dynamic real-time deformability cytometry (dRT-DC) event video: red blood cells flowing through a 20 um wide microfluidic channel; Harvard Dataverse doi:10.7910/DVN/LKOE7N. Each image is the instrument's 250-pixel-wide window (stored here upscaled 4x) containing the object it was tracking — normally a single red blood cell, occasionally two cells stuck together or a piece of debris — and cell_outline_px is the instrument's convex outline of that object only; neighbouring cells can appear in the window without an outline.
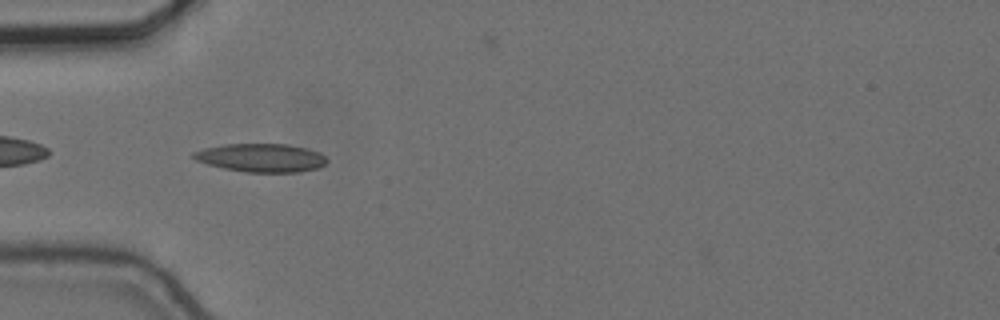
{"species": "common noctule bat (a hibernating species)", "species_latin": "Nyctalus noctula", "temperature_condition": "cold", "stored_images_in_passage": 40, "camera_frame_rate_fps": 3000, "um_per_image_px": 0.085, "animal": {"sex": "female", "body_mass_g": 24.6, "forearm_length_mm": 56.2}, "frame": {"image": 1, "passage_image": 2, "time_ms": 0.333, "image_size_px": [1000, 320], "cell_outline_px": [[328, 160], [324, 164], [316, 168], [300, 172], [244, 172], [224, 168], [208, 164], [196, 160], [192, 156], [192, 152], [204, 148], [224, 144], [288, 144], [308, 148], [320, 152]], "centroid_in_image_um": [22.2, 13.4], "position_along_channel_um": 62.8, "area_um2": 22.08}}
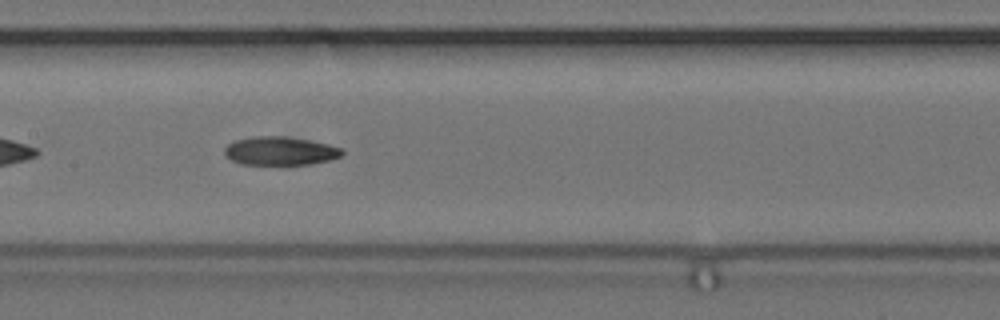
{"frame": {"image": 2, "passage_image": 12, "time_ms": 3.667, "image_size_px": [1000, 320], "cell_outline_px": [[344, 156], [332, 160], [312, 164], [240, 164], [224, 156], [224, 148], [228, 144], [236, 140], [252, 136], [284, 136], [308, 140], [328, 144], [344, 148]], "centroid_in_image_um": [23.85, 12.83], "position_along_channel_um": 183.5, "area_um2": 19.77}}
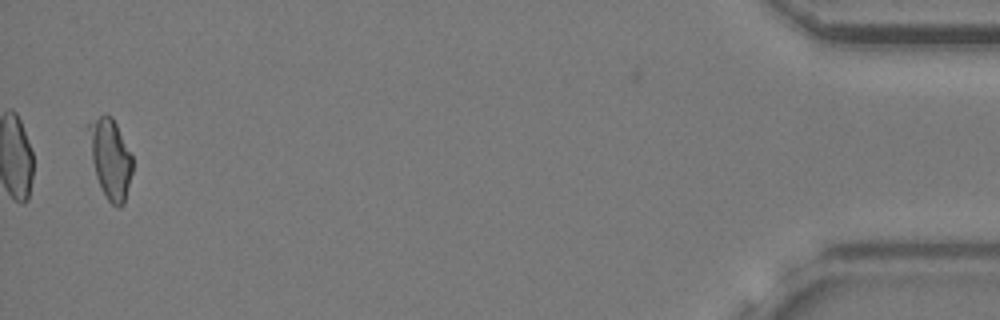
{"frame": {"image": 3, "passage_image": 39, "time_ms": 12.667, "image_size_px": [1000, 320], "cell_outline_px": [[132, 172], [124, 204], [120, 208], [112, 204], [108, 200], [96, 176], [84, 128], [84, 124], [100, 116], [112, 116], [132, 156]], "centroid_in_image_um": [9.33, 13.44], "position_along_channel_um": 425.9, "area_um2": 20.46}, "authors_computed_cell_mechanics": {"area_um2": 19.941, "velocity_mm_per_s": 3.6602, "shape_relaxation_time_tau1_ms": null, "shape_relaxation_time_tau2_ms": 5.1591, "deformation_change_tau1": null, "deformation_change_tau2": 0.1082}}